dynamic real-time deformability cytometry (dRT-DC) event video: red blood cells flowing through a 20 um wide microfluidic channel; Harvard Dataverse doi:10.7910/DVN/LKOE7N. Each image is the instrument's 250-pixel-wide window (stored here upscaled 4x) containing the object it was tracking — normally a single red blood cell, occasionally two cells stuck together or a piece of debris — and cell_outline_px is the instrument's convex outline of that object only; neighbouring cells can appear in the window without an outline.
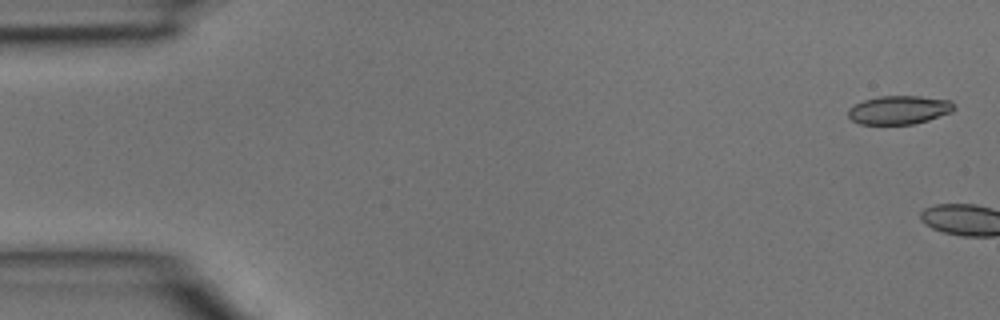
{"species": "common noctule bat (a hibernating species)", "species_latin": "Nyctalus noctula", "temperature_condition": "room temperature", "stored_images_in_passage": 3, "segment_of_instrument_passage": [2, 2], "camera_frame_rate_fps": 3000, "um_per_image_px": 0.085, "animal": {"sex": "male", "body_mass_g": 15.6}, "frame": {"image": 1, "passage_image": 3, "time_ms": 0.667, "image_size_px": [1000, 320], "cell_outline_px": [[956, 108], [952, 112], [928, 120], [912, 124], [860, 124], [852, 120], [848, 116], [848, 108], [864, 100], [880, 96], [920, 96], [952, 100], [956, 104]], "centroid_in_image_um": [76.47, 9.34], "position_along_channel_um": 8.5, "area_um2": 17.74}}